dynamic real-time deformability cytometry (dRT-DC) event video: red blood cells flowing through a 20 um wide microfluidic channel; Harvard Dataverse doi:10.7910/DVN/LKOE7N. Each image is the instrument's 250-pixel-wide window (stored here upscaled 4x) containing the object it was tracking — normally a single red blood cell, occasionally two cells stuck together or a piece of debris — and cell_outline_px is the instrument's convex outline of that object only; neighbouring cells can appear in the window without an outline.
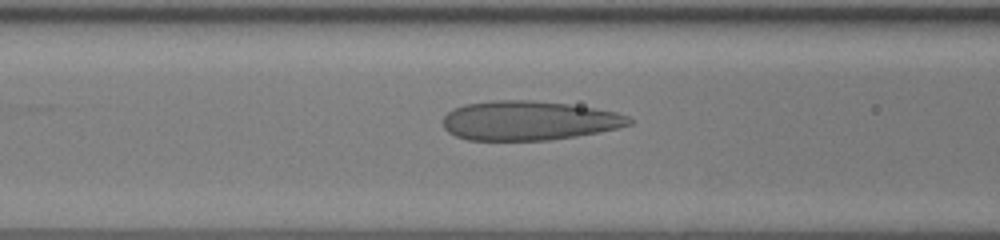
{"species": "human", "species_latin": "Homo sapiens", "temperature_condition": "room temperature", "stored_images_in_passage": 52, "camera_frame_rate_fps": 3000, "um_per_image_px": 0.085, "donor": {"sex": "female"}, "frame": {"image": 1, "passage_image": 22, "time_ms": 7.0, "image_size_px": [1000, 240], "cell_outline_px": [[632, 124], [616, 128], [576, 136], [548, 140], [468, 140], [456, 136], [448, 132], [444, 128], [444, 116], [452, 108], [464, 104], [492, 100], [532, 100], [568, 104], [616, 112], [628, 116], [632, 120]], "centroid_in_image_um": [44.91, 10.24], "position_along_channel_um": 121.7, "area_um2": 42.54}}
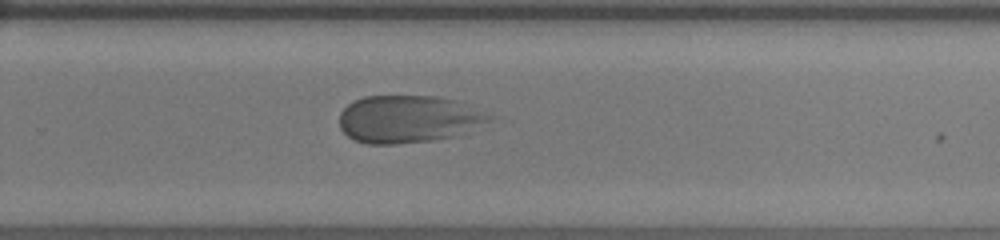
{"frame": {"image": 2, "passage_image": 35, "time_ms": 11.333, "image_size_px": [1000, 240], "cell_outline_px": [[492, 120], [456, 136], [436, 140], [396, 144], [368, 144], [352, 140], [340, 128], [340, 112], [352, 100], [364, 96], [436, 96], [456, 100], [492, 116]], "centroid_in_image_um": [34.66, 10.13], "position_along_channel_um": 295.1, "area_um2": 41.56}}
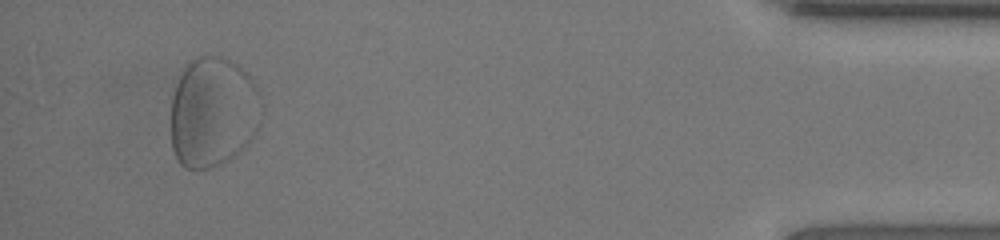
{"frame": {"image": 3, "passage_image": 49, "time_ms": 16.0, "image_size_px": [1000, 240], "cell_outline_px": [[260, 124], [256, 132], [248, 144], [236, 156], [212, 168], [184, 168], [180, 164], [172, 148], [172, 96], [176, 84], [184, 68], [196, 56], [220, 56], [236, 64], [256, 84], [260, 92]], "centroid_in_image_um": [18.12, 9.55], "position_along_channel_um": 417.1, "area_um2": 58.32}}